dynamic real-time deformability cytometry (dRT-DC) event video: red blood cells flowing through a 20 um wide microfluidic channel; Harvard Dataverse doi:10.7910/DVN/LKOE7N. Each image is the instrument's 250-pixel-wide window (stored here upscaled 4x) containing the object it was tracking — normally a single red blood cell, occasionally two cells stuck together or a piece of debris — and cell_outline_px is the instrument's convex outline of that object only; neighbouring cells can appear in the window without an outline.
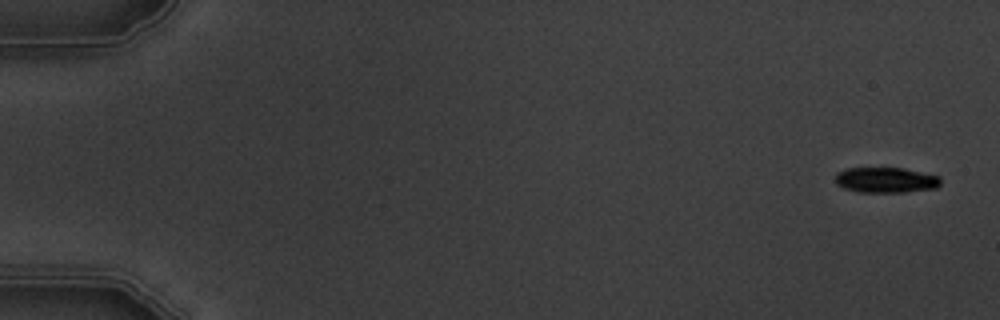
{"species": "common noctule bat (a hibernating species)", "species_latin": "Nyctalus noctula", "temperature_condition": "warm", "stored_images_in_passage": 10, "camera_frame_rate_fps": 3000, "um_per_image_px": 0.085, "animal": {"sex": "male", "body_mass_g": 19.5, "forearm_length_mm": 54.6}, "frame": {"image": 1, "passage_image": 1, "time_ms": 0.0, "image_size_px": [1000, 320], "cell_outline_px": [[940, 184], [936, 188], [904, 192], [860, 192], [844, 188], [836, 184], [836, 172], [848, 168], [904, 168], [940, 176]], "centroid_in_image_um": [75.3, 15.3], "position_along_channel_um": 9.7, "area_um2": 15.61}}
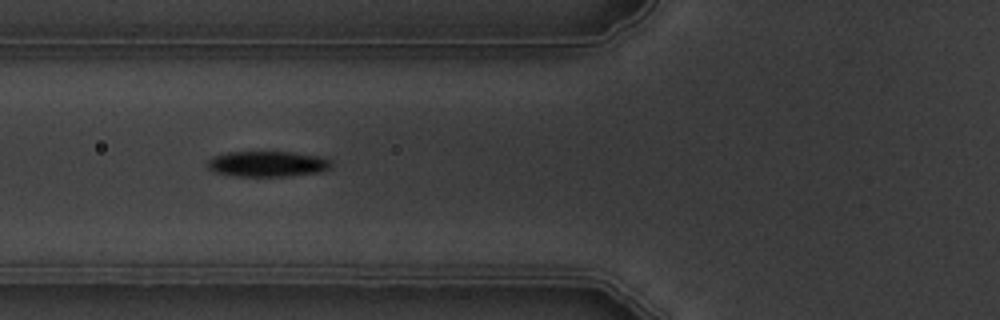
{"frame": {"image": 2, "passage_image": 6, "time_ms": 6.667, "image_size_px": [1000, 320], "cell_outline_px": [[332, 164], [328, 168], [316, 172], [288, 176], [236, 176], [216, 172], [208, 168], [208, 160], [212, 156], [228, 152], [292, 152], [316, 156], [332, 160]], "centroid_in_image_um": [22.7, 13.92], "position_along_channel_um": 103.1, "area_um2": 18.21}}